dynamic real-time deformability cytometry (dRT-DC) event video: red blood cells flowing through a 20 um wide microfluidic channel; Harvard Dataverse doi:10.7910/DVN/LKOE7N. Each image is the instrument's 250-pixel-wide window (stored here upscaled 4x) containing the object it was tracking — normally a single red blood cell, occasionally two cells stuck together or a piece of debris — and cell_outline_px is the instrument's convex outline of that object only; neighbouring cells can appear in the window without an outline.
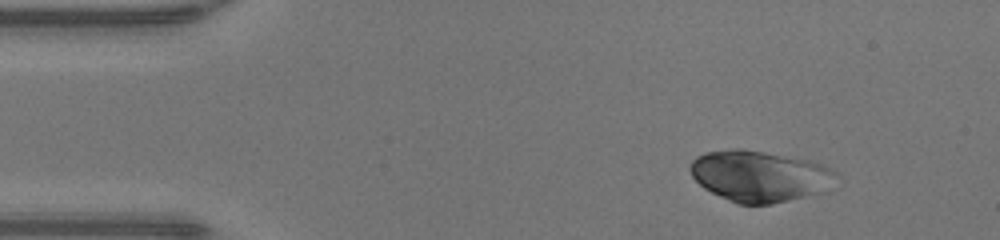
{"species": "human", "species_latin": "Homo sapiens", "temperature_condition": "warm", "stored_images_in_passage": 43, "camera_frame_rate_fps": 3000, "um_per_image_px": 0.085, "donor": {"sex": "male"}, "frame": {"image": 1, "passage_image": 1, "time_ms": 0.0, "image_size_px": [1000, 240], "cell_outline_px": [[840, 176], [836, 188], [824, 192], [772, 204], [740, 204], [720, 196], [704, 188], [692, 176], [688, 168], [692, 160], [696, 156], [704, 152], [732, 148], [740, 148], [812, 160], [824, 164], [832, 168]], "centroid_in_image_um": [64.66, 14.96], "position_along_channel_um": 20.3, "area_um2": 44.33}}
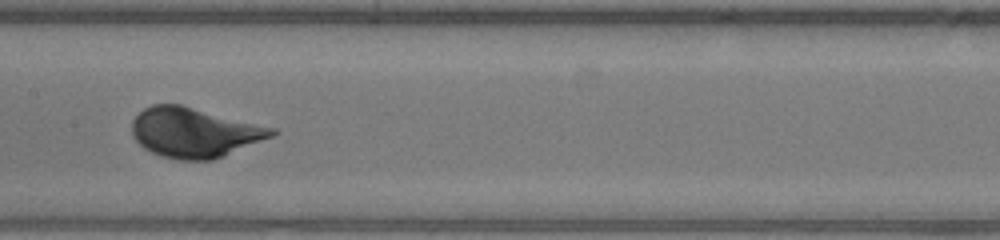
{"frame": {"image": 2, "passage_image": 19, "time_ms": 6.0, "image_size_px": [1000, 240], "cell_outline_px": [[276, 132], [272, 136], [224, 156], [212, 160], [176, 160], [160, 156], [144, 148], [132, 136], [132, 120], [144, 108], [152, 104], [180, 104], [276, 128]], "centroid_in_image_um": [16.49, 11.26], "position_along_channel_um": 190.9, "area_um2": 40.46}}
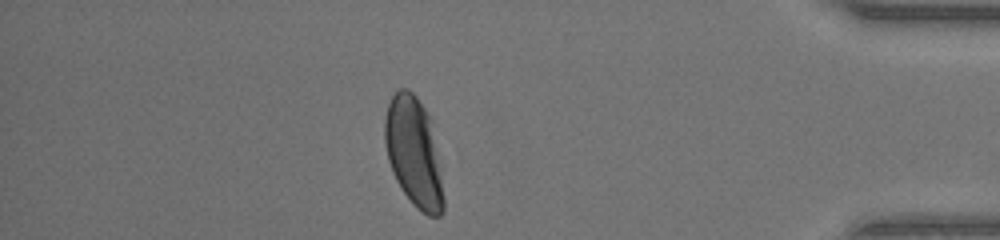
{"frame": {"image": 3, "passage_image": 37, "time_ms": 12.0, "image_size_px": [1000, 240], "cell_outline_px": [[444, 208], [440, 216], [428, 216], [416, 208], [412, 204], [396, 180], [392, 172], [388, 160], [384, 140], [384, 116], [388, 104], [392, 96], [400, 88], [408, 88], [416, 96], [424, 108], [428, 116], [444, 196]], "centroid_in_image_um": [35.12, 12.96], "position_along_channel_um": 400.1, "area_um2": 36.65}}